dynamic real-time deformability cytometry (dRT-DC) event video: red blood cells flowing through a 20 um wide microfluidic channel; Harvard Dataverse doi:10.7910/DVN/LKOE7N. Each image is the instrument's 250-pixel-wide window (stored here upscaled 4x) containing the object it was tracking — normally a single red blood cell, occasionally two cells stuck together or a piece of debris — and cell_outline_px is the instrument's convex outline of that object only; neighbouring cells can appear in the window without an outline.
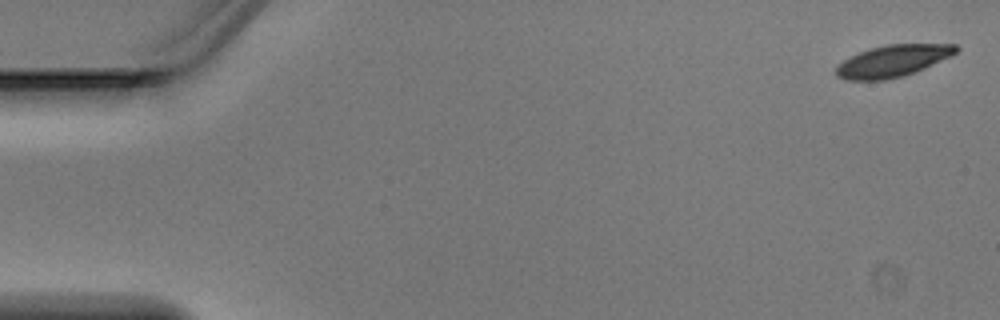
{"species": "Egyptian fruit bat (a non-hibernating species)", "species_latin": "Rousettus aegyptiacus", "temperature_condition": "warm", "stored_images_in_passage": 5, "segment_of_instrument_passage": [1, 2], "camera_frame_rate_fps": 3000, "um_per_image_px": 0.085, "animal": {"sex": "male"}, "frame": {"image": 1, "passage_image": 1, "time_ms": 0.0, "image_size_px": [1000, 320], "cell_outline_px": [[960, 48], [952, 56], [916, 72], [904, 76], [884, 80], [844, 80], [836, 76], [836, 68], [844, 60], [860, 52], [872, 48], [888, 44], [956, 44]], "centroid_in_image_um": [75.93, 5.19], "position_along_channel_um": 9.1, "area_um2": 22.2}}
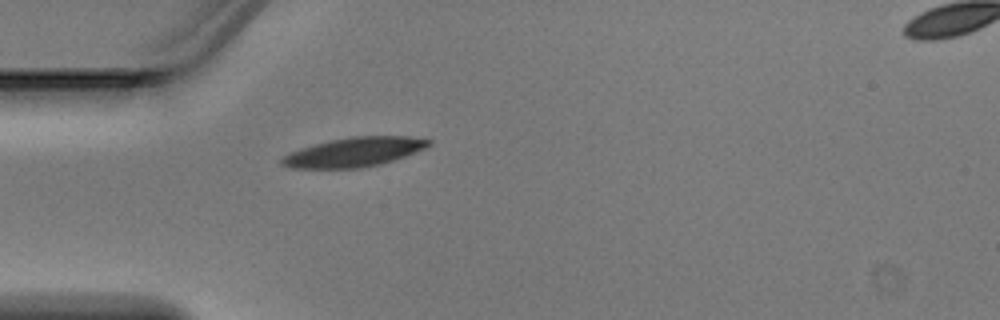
{"frame": {"image": 2, "passage_image": 4, "time_ms": 1.0, "image_size_px": [1000, 320], "cell_outline_px": [[432, 144], [424, 148], [404, 156], [380, 164], [360, 168], [292, 168], [280, 164], [280, 160], [284, 156], [300, 148], [332, 140], [352, 136], [408, 136], [432, 140]], "centroid_in_image_um": [30.1, 12.92], "position_along_channel_um": 54.9, "area_um2": 24.74}}